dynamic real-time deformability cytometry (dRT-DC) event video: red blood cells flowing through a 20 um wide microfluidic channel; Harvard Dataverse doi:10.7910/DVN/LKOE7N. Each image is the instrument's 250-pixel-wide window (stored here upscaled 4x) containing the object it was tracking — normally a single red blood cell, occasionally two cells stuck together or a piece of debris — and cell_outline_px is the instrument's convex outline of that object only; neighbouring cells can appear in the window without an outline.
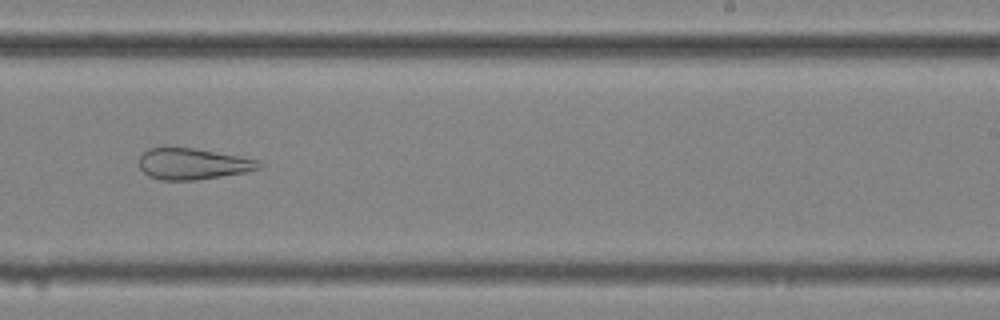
{"species": "common noctule bat (a hibernating species)", "species_latin": "Nyctalus noctula", "temperature_condition": "cold", "stored_images_in_passage": 51, "camera_frame_rate_fps": 3000, "um_per_image_px": 0.085, "animal": {"sex": "female", "body_mass_g": 25.1}, "frame": {"image": 1, "passage_image": 30, "time_ms": 9.667, "image_size_px": [1000, 320], "cell_outline_px": [[260, 168], [248, 172], [196, 180], [160, 180], [148, 176], [140, 168], [140, 156], [148, 148], [164, 144], [192, 148], [240, 156], [256, 160], [260, 164]], "centroid_in_image_um": [16.32, 13.9], "position_along_channel_um": 272.7, "area_um2": 22.2}}